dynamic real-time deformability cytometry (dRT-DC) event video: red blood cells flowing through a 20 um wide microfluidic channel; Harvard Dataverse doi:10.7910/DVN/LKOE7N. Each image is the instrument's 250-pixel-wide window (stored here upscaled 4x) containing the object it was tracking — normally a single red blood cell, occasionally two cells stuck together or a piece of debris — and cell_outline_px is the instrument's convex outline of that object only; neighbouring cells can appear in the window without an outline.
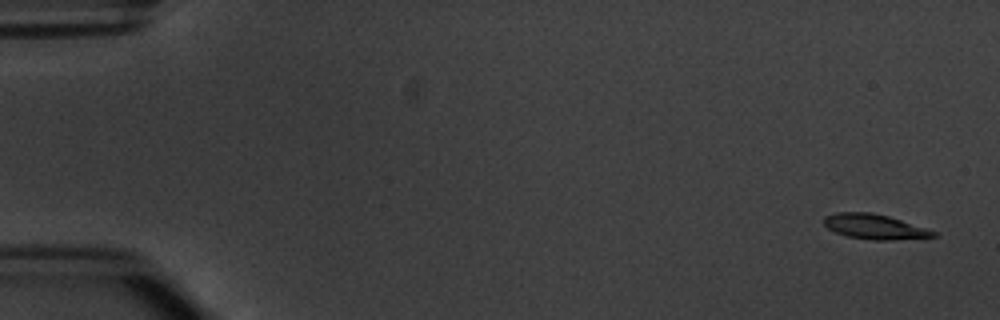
{"species": "common noctule bat (a hibernating species)", "species_latin": "Nyctalus noctula", "temperature_condition": "warm", "stored_images_in_passage": 5, "camera_frame_rate_fps": 3000, "um_per_image_px": 0.085, "animal": {"sex": "male", "body_mass_g": 20.1, "forearm_length_mm": 53.5}, "frame": {"image": 1, "passage_image": 1, "time_ms": 0.0, "image_size_px": [1000, 320], "cell_outline_px": [[940, 236], [892, 240], [872, 240], [848, 236], [836, 232], [828, 228], [824, 224], [824, 216], [836, 212], [872, 212], [888, 216], [928, 228], [936, 232]], "centroid_in_image_um": [74.37, 19.26], "position_along_channel_um": 10.6, "area_um2": 15.95}}
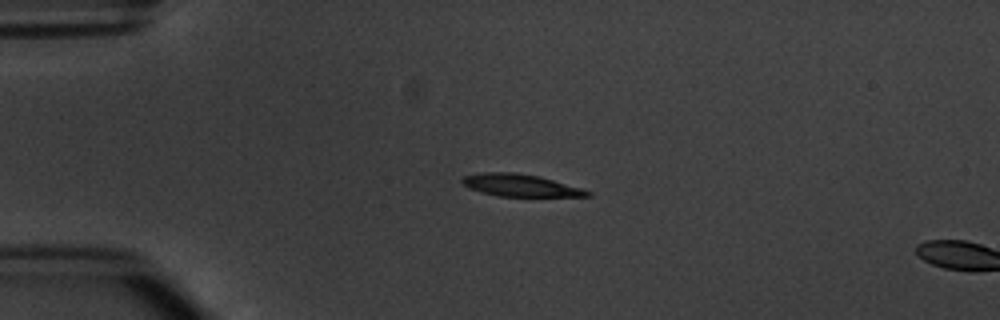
{"frame": {"image": 2, "passage_image": 4, "time_ms": 3.667, "image_size_px": [1000, 320], "cell_outline_px": [[592, 196], [496, 196], [480, 192], [468, 188], [460, 180], [464, 176], [484, 172], [512, 172], [540, 176], [580, 188], [592, 192]], "centroid_in_image_um": [44.19, 15.75], "position_along_channel_um": 40.8, "area_um2": 16.13}}